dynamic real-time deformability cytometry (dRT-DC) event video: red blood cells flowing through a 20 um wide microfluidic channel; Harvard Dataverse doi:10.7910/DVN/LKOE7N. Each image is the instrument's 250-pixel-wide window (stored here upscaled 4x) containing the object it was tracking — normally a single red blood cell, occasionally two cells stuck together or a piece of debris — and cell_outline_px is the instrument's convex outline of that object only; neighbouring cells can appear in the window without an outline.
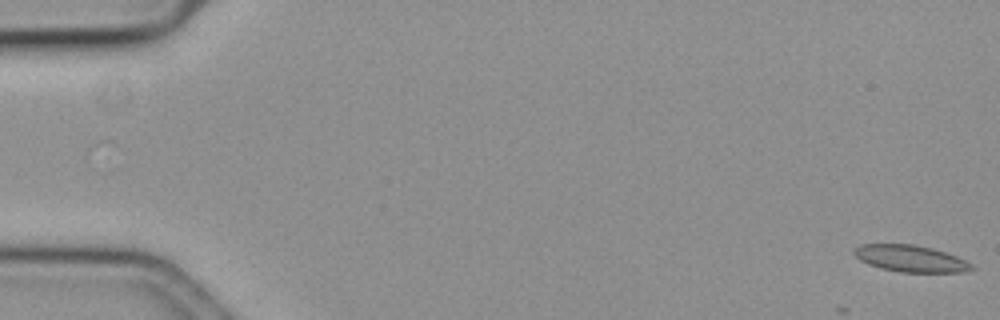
{"species": "common noctule bat (a hibernating species)", "species_latin": "Nyctalus noctula", "temperature_condition": "cold", "stored_images_in_passage": 5, "camera_frame_rate_fps": 3000, "um_per_image_px": 0.085, "animal": {"sex": "female", "body_mass_g": 19.3, "forearm_length_mm": 54.1}, "frame": {"image": 1, "passage_image": 1, "time_ms": 0.0, "image_size_px": [1000, 320], "cell_outline_px": [[976, 268], [964, 272], [900, 272], [880, 268], [868, 264], [860, 260], [852, 252], [852, 248], [860, 244], [912, 244], [932, 248], [956, 256], [972, 264]], "centroid_in_image_um": [77.36, 21.97], "position_along_channel_um": 7.6, "area_um2": 18.32}}